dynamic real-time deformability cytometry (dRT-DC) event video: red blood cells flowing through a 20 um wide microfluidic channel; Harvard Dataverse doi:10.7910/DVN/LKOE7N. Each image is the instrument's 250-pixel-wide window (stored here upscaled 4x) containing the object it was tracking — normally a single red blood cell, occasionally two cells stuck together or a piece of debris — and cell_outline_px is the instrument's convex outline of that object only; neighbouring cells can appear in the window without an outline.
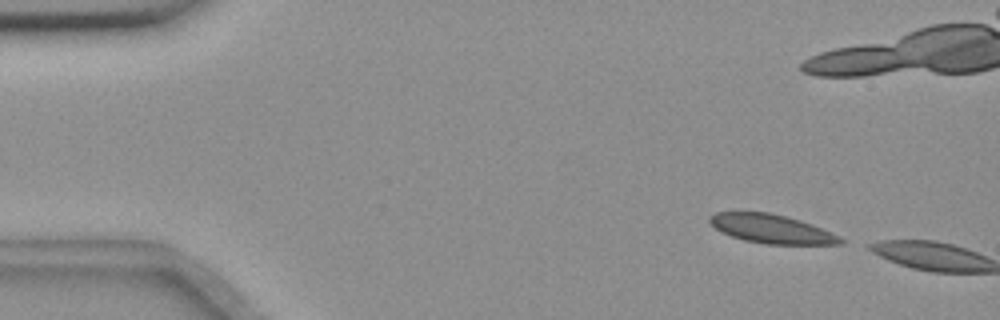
{"species": "common noctule bat (a hibernating species)", "species_latin": "Nyctalus noctula", "temperature_condition": "room temperature", "stored_images_in_passage": 3, "camera_frame_rate_fps": 3000, "um_per_image_px": 0.085, "animal": {"sex": "female", "body_mass_g": 18.4}, "frame": {"image": 1, "passage_image": 1, "time_ms": 0.0, "image_size_px": [1000, 320], "cell_outline_px": [[844, 244], [764, 244], [744, 240], [720, 232], [708, 220], [708, 216], [716, 212], [768, 212], [800, 220], [812, 224], [840, 236], [844, 240]], "centroid_in_image_um": [65.57, 19.45], "position_along_channel_um": 19.4, "area_um2": 21.91}}